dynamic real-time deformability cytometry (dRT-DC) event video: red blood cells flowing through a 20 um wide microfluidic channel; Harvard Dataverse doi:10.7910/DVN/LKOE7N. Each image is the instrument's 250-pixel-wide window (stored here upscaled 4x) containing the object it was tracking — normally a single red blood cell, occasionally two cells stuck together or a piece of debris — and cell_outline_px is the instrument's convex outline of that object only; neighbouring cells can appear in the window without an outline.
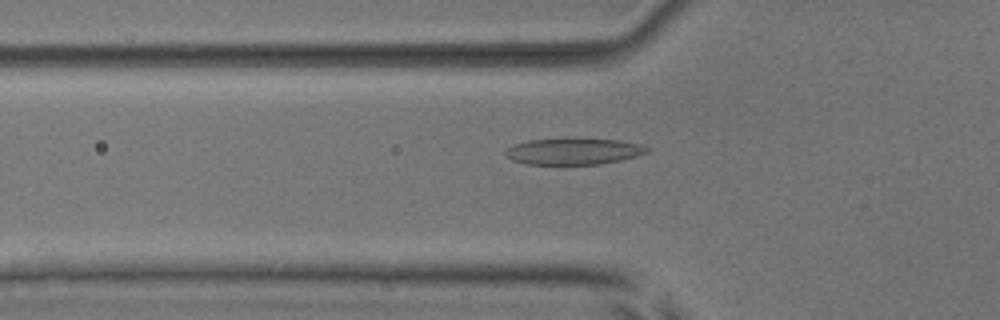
{"species": "common noctule bat (a hibernating species)", "species_latin": "Nyctalus noctula", "temperature_condition": "room temperature", "stored_images_in_passage": 52, "camera_frame_rate_fps": 3000, "um_per_image_px": 0.085, "animal": {"sex": "male", "body_mass_g": 17.9, "forearm_length_mm": 54.2}, "frame": {"image": 1, "passage_image": 18, "time_ms": 5.667, "image_size_px": [1000, 320], "cell_outline_px": [[648, 152], [636, 156], [620, 160], [600, 164], [528, 164], [512, 160], [504, 152], [508, 148], [516, 144], [528, 140], [616, 140], [640, 144], [648, 148]], "centroid_in_image_um": [48.75, 12.89], "position_along_channel_um": 77.0, "area_um2": 20.92}}
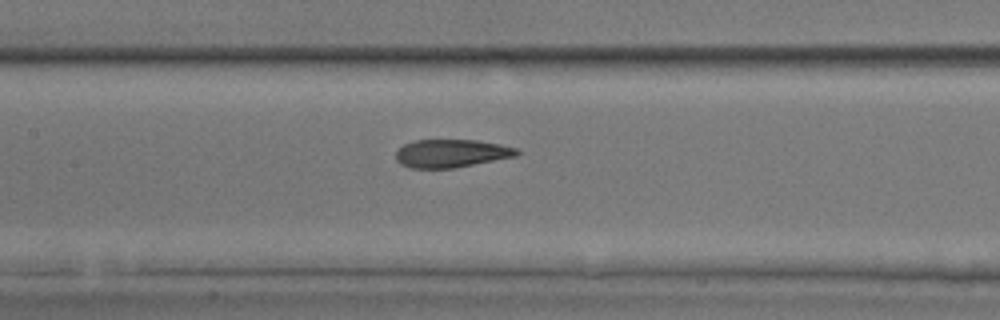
{"frame": {"image": 2, "passage_image": 25, "time_ms": 8.0, "image_size_px": [1000, 320], "cell_outline_px": [[520, 152], [516, 156], [452, 168], [412, 168], [400, 164], [396, 160], [396, 148], [404, 144], [416, 140], [476, 140], [500, 144], [516, 148]], "centroid_in_image_um": [38.32, 13.03], "position_along_channel_um": 169.1, "area_um2": 19.71}}
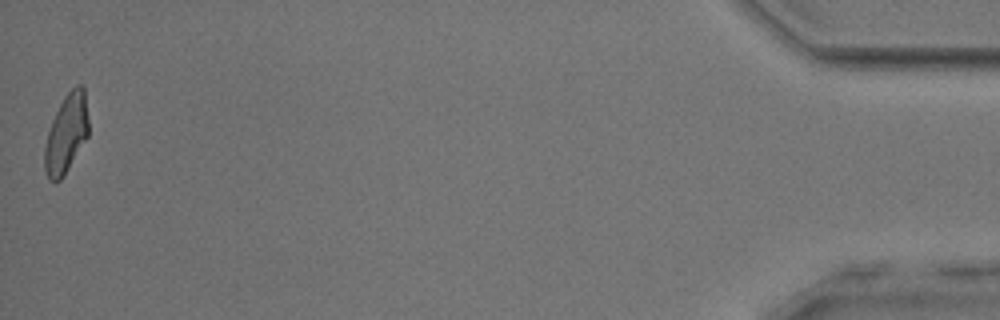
{"frame": {"image": 3, "passage_image": 52, "time_ms": 17.0, "image_size_px": [1000, 320], "cell_outline_px": [[88, 136], [64, 176], [60, 180], [48, 180], [44, 168], [44, 148], [48, 132], [52, 120], [64, 96], [76, 84], [80, 84], [84, 88], [88, 120]], "centroid_in_image_um": [5.63, 11.37], "position_along_channel_um": 429.6, "area_um2": 20.06}, "authors_computed_cell_mechanics": {"area_um2": 21.1259, "velocity_mm_per_s": 3.9278, "shape_relaxation_time_tau1_ms": 4.7572, "shape_relaxation_time_tau2_ms": 1.7118, "deformation_change_tau1": 0.1874, "deformation_change_tau2": 0.0957}}